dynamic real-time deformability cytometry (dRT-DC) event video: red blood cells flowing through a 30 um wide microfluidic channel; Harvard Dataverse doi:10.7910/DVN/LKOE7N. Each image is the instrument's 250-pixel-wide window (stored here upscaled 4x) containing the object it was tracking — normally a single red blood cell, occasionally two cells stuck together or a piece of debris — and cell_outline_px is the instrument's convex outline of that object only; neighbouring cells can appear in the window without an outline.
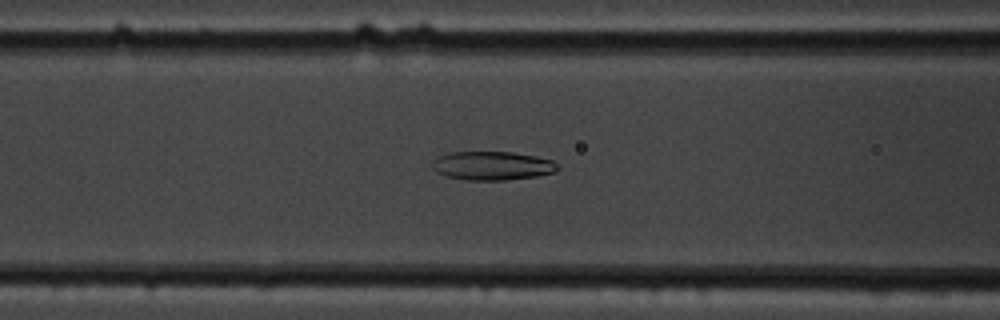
{"species": "common noctule bat (a hibernating species)", "species_latin": "Nyctalus noctula", "temperature_condition": "cold", "stored_images_in_passage": 59, "camera_frame_rate_fps": 3000, "um_per_image_px": 0.085, "animal": {"sex": "male", "body_mass_g": 19.5, "forearm_length_mm": 54.6}, "frame": {"image": 1, "passage_image": 24, "time_ms": 7.667, "image_size_px": [1000, 320], "cell_outline_px": [[560, 168], [556, 172], [536, 176], [504, 180], [468, 180], [448, 176], [436, 172], [432, 168], [432, 160], [440, 156], [452, 152], [512, 152], [536, 156], [552, 160]], "centroid_in_image_um": [41.86, 14.08], "position_along_channel_um": 124.7, "area_um2": 20.92}}
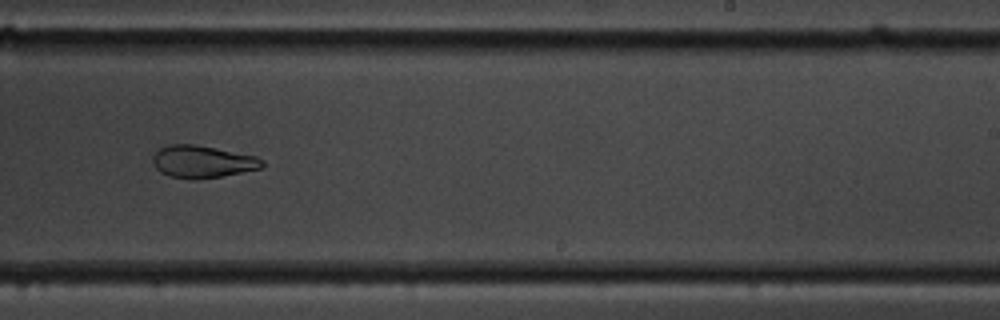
{"frame": {"image": 2, "passage_image": 37, "time_ms": 12.0, "image_size_px": [1000, 320], "cell_outline_px": [[264, 164], [260, 168], [220, 176], [172, 176], [160, 172], [156, 168], [152, 160], [152, 156], [160, 148], [168, 144], [196, 144], [256, 156], [264, 160]], "centroid_in_image_um": [17.2, 13.68], "position_along_channel_um": 271.8, "area_um2": 19.77}}
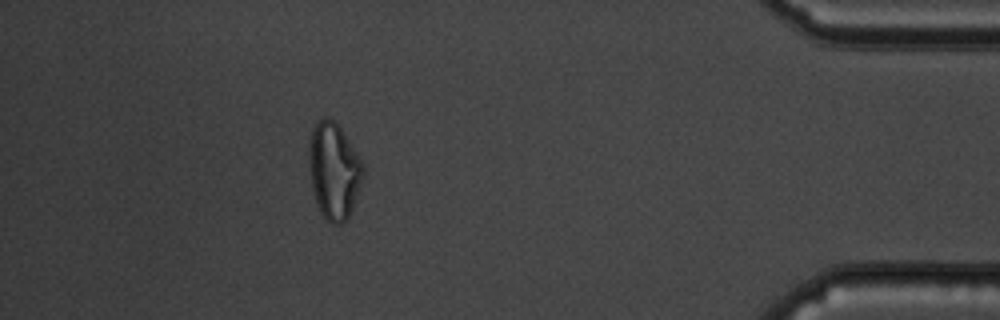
{"frame": {"image": 3, "passage_image": 53, "time_ms": 17.333, "image_size_px": [1000, 320], "cell_outline_px": [[364, 176], [348, 220], [340, 224], [332, 224], [320, 212], [316, 204], [312, 188], [308, 160], [308, 144], [312, 128], [316, 120], [324, 116], [328, 116], [336, 120], [364, 164]], "centroid_in_image_um": [28.37, 14.47], "position_along_channel_um": 406.8, "area_um2": 31.04}, "authors_computed_cell_mechanics": {"area_um2": 24.9118, "velocity_mm_per_s": 3.404, "shape_relaxation_time_tau1_ms": null, "shape_relaxation_time_tau2_ms": 3.3284, "deformation_change_tau1": null, "deformation_change_tau2": 0.0741}}